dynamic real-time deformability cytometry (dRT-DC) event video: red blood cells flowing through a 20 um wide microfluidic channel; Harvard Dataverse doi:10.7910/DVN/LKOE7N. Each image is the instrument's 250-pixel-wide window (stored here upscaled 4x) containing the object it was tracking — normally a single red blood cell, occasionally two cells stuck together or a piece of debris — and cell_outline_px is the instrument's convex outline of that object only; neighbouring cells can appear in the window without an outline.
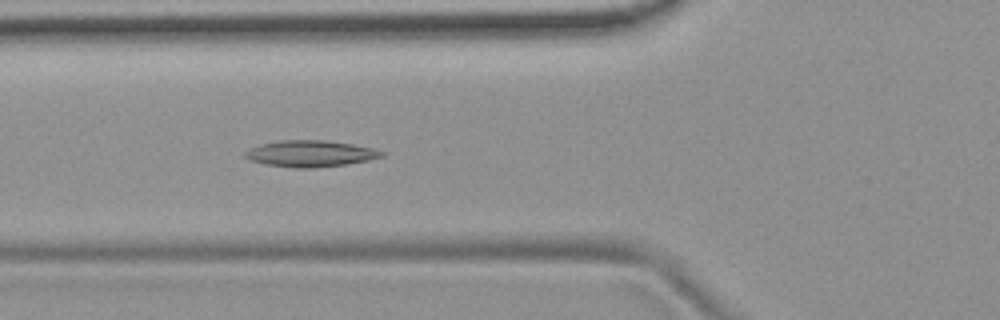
{"species": "common noctule bat (a hibernating species)", "species_latin": "Nyctalus noctula", "temperature_condition": "room temperature", "stored_images_in_passage": 54, "camera_frame_rate_fps": 3000, "um_per_image_px": 0.085, "animal": {"sex": "female", "body_mass_g": 19.9}, "frame": {"image": 1, "passage_image": 20, "time_ms": 6.333, "image_size_px": [1000, 320], "cell_outline_px": [[384, 156], [368, 160], [348, 164], [312, 168], [296, 168], [264, 164], [248, 160], [244, 156], [244, 152], [260, 144], [280, 140], [324, 140], [352, 144], [372, 148], [384, 152]], "centroid_in_image_um": [26.36, 13.06], "position_along_channel_um": 99.4, "area_um2": 20.98}}
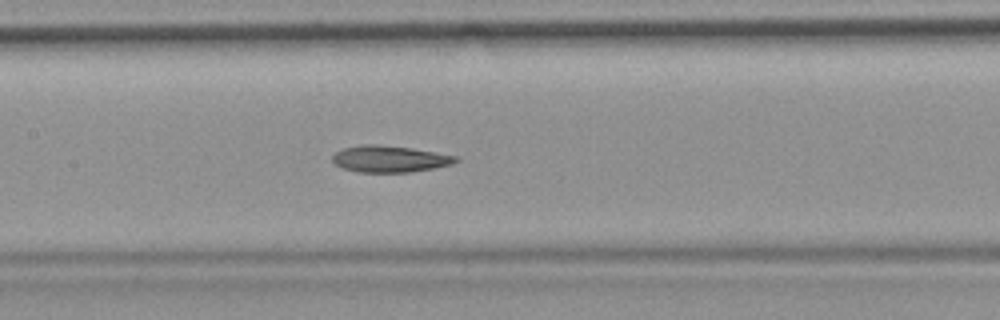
{"frame": {"image": 2, "passage_image": 26, "time_ms": 8.333, "image_size_px": [1000, 320], "cell_outline_px": [[460, 160], [452, 164], [412, 172], [360, 172], [344, 168], [332, 164], [332, 156], [336, 152], [344, 148], [364, 144], [376, 144], [412, 148], [460, 156]], "centroid_in_image_um": [33.14, 13.5], "position_along_channel_um": 174.3, "area_um2": 19.19}}
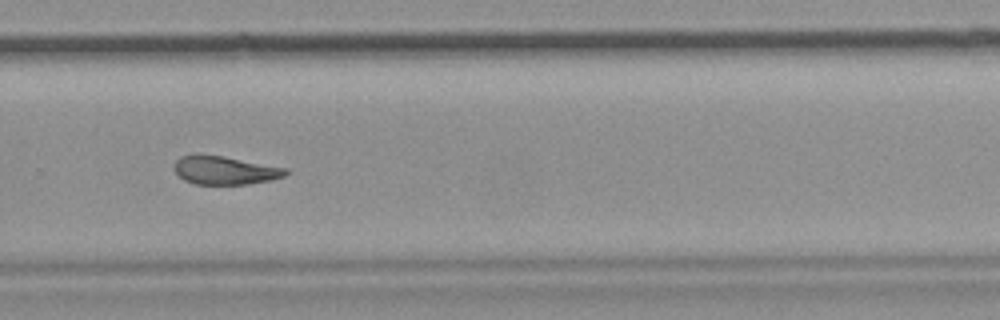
{"frame": {"image": 3, "passage_image": 37, "time_ms": 12.0, "image_size_px": [1000, 320], "cell_outline_px": [[288, 172], [284, 176], [268, 180], [248, 184], [196, 184], [184, 180], [172, 168], [176, 160], [180, 156], [224, 156], [288, 168]], "centroid_in_image_um": [19.13, 14.48], "position_along_channel_um": 310.7, "area_um2": 18.09}, "authors_computed_cell_mechanics": {"area_um2": 20.2878, "velocity_mm_per_s": 3.7412, "shape_relaxation_time_tau1_ms": null, "shape_relaxation_time_tau2_ms": 7.4635, "deformation_change_tau1": null, "deformation_change_tau2": 0.1693}}